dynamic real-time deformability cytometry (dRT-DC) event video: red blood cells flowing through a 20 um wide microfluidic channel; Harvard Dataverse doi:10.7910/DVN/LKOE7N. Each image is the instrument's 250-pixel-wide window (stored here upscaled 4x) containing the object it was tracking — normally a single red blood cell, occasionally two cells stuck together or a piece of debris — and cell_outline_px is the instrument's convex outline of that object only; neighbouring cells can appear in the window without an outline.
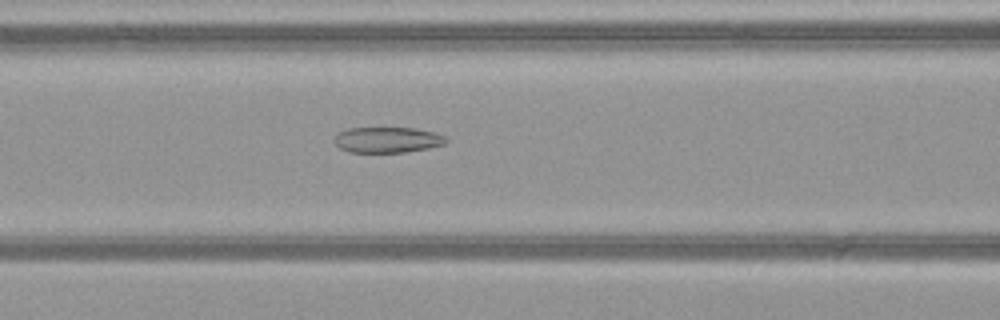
{"species": "common noctule bat (a hibernating species)", "species_latin": "Nyctalus noctula", "temperature_condition": "warm", "stored_images_in_passage": 49, "camera_frame_rate_fps": 3000, "um_per_image_px": 0.085, "animal": {"sex": "female", "body_mass_g": 21.9}, "frame": {"image": 1, "passage_image": 19, "time_ms": 6.0, "image_size_px": [1000, 320], "cell_outline_px": [[448, 140], [444, 144], [428, 148], [404, 152], [348, 152], [340, 148], [332, 140], [340, 132], [348, 128], [416, 128], [432, 132], [444, 136]], "centroid_in_image_um": [32.91, 11.89], "position_along_channel_um": 133.7, "area_um2": 16.59}}
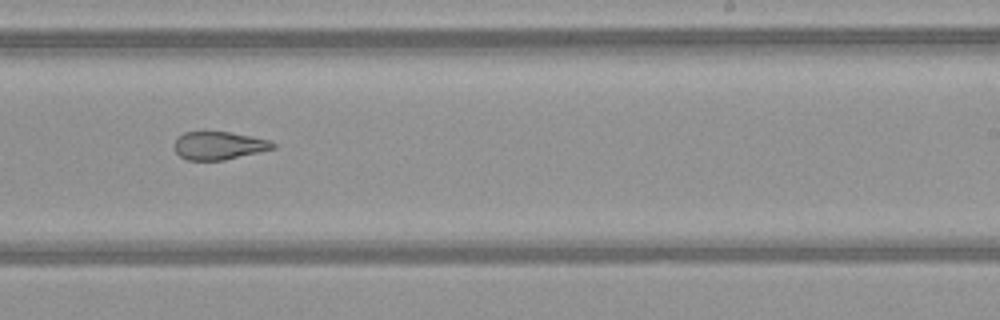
{"frame": {"image": 2, "passage_image": 29, "time_ms": 9.333, "image_size_px": [1000, 320], "cell_outline_px": [[276, 148], [224, 160], [188, 160], [180, 156], [176, 152], [176, 140], [184, 132], [232, 132], [272, 140], [276, 144]], "centroid_in_image_um": [18.67, 12.37], "position_along_channel_um": 270.3, "area_um2": 16.01}}
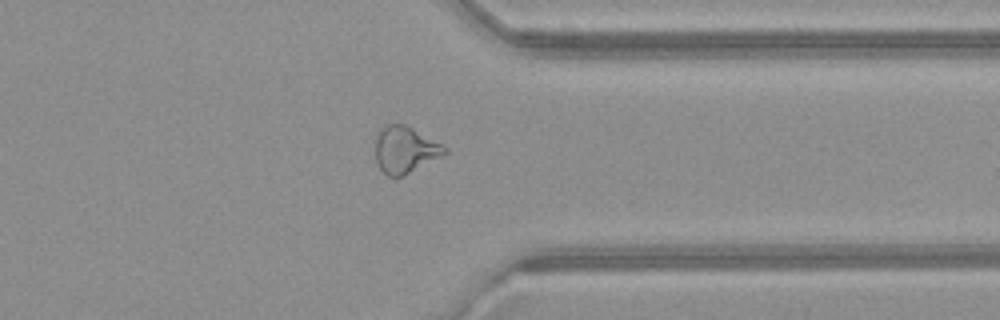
{"frame": {"image": 3, "passage_image": 37, "time_ms": 12.0, "image_size_px": [1000, 320], "cell_outline_px": [[448, 152], [444, 156], [400, 176], [388, 176], [380, 168], [376, 160], [376, 132], [388, 124], [404, 124], [412, 128], [448, 148]], "centroid_in_image_um": [34.43, 12.72], "position_along_channel_um": 377.0, "area_um2": 18.55}, "authors_computed_cell_mechanics": {"area_um2": 20.808, "velocity_mm_per_s": 4.1089, "shape_relaxation_time_tau1_ms": null, "shape_relaxation_time_tau2_ms": 3.3085, "deformation_change_tau1": null, "deformation_change_tau2": 0.128}}